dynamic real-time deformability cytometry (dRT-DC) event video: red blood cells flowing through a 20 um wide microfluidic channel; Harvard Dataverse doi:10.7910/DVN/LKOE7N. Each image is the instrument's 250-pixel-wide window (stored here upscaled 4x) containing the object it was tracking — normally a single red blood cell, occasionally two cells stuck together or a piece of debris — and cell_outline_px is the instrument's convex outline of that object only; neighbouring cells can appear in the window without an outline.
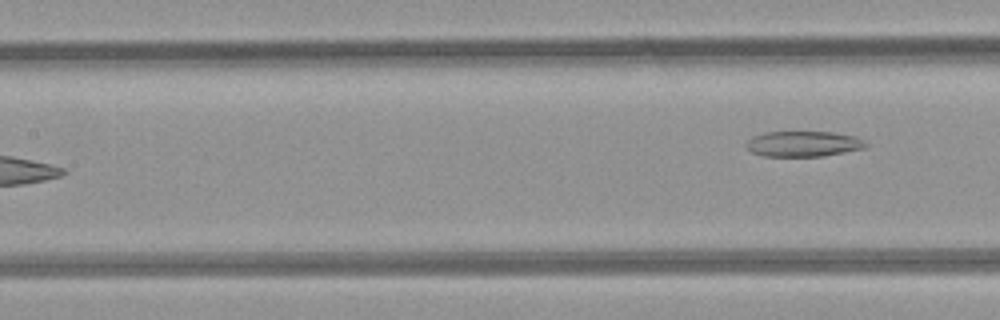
{"species": "common noctule bat (a hibernating species)", "species_latin": "Nyctalus noctula", "temperature_condition": "room temperature", "stored_images_in_passage": 6, "camera_frame_rate_fps": 3000, "um_per_image_px": 0.085, "animal": {"sex": "female", "body_mass_g": 21.9}, "frame": {"image": 1, "passage_image": 6, "time_ms": 5.667, "image_size_px": [1000, 320], "cell_outline_px": [[868, 144], [864, 148], [824, 156], [764, 156], [752, 152], [744, 144], [752, 136], [768, 132], [832, 132], [856, 136], [864, 140]], "centroid_in_image_um": [68.29, 12.22], "position_along_channel_um": 139.1, "area_um2": 17.74}}